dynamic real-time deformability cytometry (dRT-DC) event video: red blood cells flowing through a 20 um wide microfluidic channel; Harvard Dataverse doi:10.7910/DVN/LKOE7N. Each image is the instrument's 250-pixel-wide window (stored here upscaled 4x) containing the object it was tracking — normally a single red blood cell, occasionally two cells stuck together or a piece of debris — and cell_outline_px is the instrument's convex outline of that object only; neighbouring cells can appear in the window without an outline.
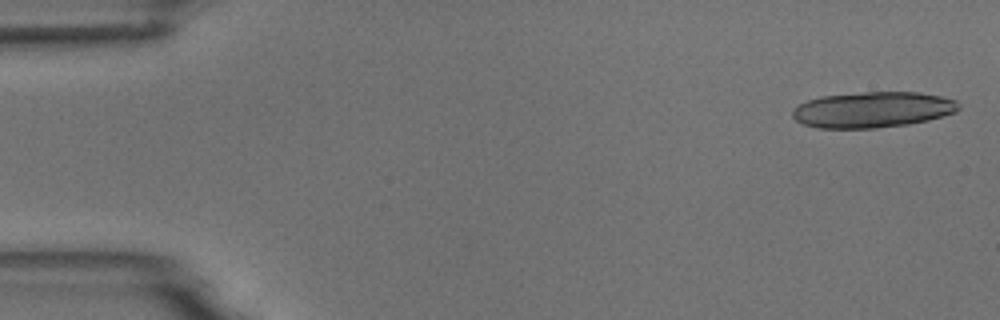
{"species": "common noctule bat (a hibernating species)", "species_latin": "Nyctalus noctula", "temperature_condition": "room temperature", "stored_images_in_passage": 9, "camera_frame_rate_fps": 3000, "um_per_image_px": 0.085, "animal": {"sex": "male", "body_mass_g": 18.8}, "frame": {"image": 1, "passage_image": 1, "time_ms": 0.0, "image_size_px": [1000, 320], "cell_outline_px": [[960, 108], [956, 112], [928, 120], [908, 124], [876, 128], [816, 128], [804, 124], [796, 120], [792, 116], [792, 108], [808, 100], [820, 96], [864, 92], [920, 92], [940, 96], [956, 100], [960, 104]], "centroid_in_image_um": [74.17, 9.32], "position_along_channel_um": 10.8, "area_um2": 34.8}}